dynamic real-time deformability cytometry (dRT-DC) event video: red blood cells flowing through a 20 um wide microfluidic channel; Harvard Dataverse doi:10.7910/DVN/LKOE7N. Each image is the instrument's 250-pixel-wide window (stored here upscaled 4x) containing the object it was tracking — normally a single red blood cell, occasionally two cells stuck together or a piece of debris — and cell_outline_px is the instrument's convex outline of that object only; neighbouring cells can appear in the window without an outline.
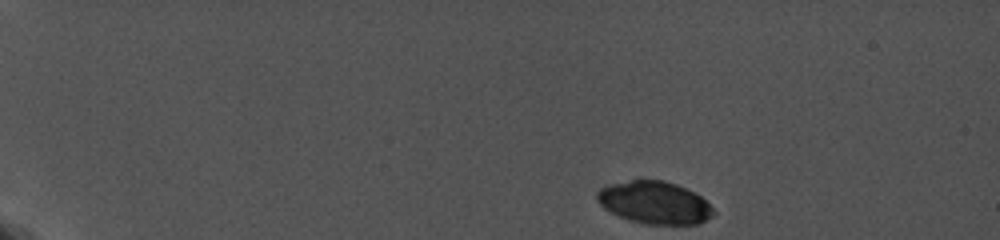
{"species": "common noctule bat (a hibernating species)", "species_latin": "Nyctalus noctula", "temperature_condition": "cold", "stored_images_in_passage": 21, "camera_frame_rate_fps": 5000, "um_per_image_px": 0.085, "animal": {"sex": "female", "body_mass_g": 19.0, "forearm_length_mm": 56.7}, "frame": {"image": 1, "passage_image": 1, "time_ms": 0.0, "image_size_px": [1000, 240], "cell_outline_px": [[716, 212], [712, 216], [700, 224], [644, 224], [628, 220], [604, 208], [596, 200], [596, 192], [600, 188], [608, 184], [632, 180], [664, 180], [676, 184], [696, 192]], "centroid_in_image_um": [55.63, 17.22], "position_along_channel_um": 29.4, "area_um2": 28.9}}